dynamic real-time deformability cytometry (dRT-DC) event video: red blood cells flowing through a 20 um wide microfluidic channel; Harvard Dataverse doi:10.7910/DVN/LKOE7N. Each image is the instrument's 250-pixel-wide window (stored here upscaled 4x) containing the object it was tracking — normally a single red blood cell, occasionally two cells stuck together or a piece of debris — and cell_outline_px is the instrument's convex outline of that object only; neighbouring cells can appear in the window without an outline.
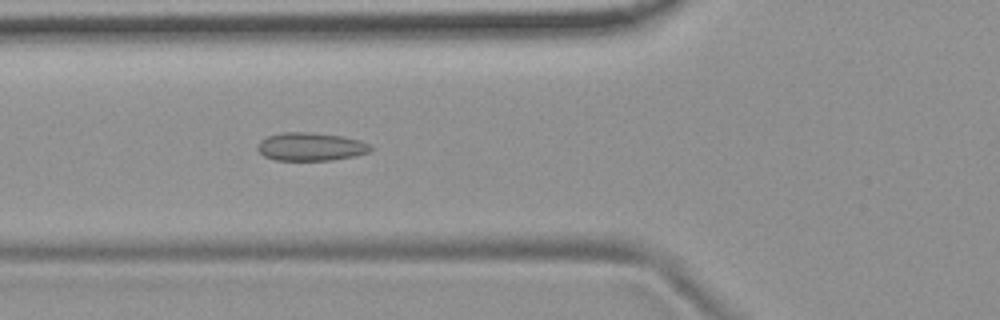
{"species": "common noctule bat (a hibernating species)", "species_latin": "Nyctalus noctula", "temperature_condition": "room temperature", "stored_images_in_passage": 55, "camera_frame_rate_fps": 3000, "um_per_image_px": 0.085, "animal": {"sex": "female", "body_mass_g": 19.9}, "frame": {"image": 1, "passage_image": 20, "time_ms": 6.333, "image_size_px": [1000, 320], "cell_outline_px": [[372, 148], [368, 152], [356, 156], [332, 160], [276, 160], [264, 156], [256, 148], [260, 140], [268, 136], [284, 132], [308, 132], [340, 136], [360, 140], [368, 144]], "centroid_in_image_um": [26.39, 12.47], "position_along_channel_um": 99.4, "area_um2": 18.44}}
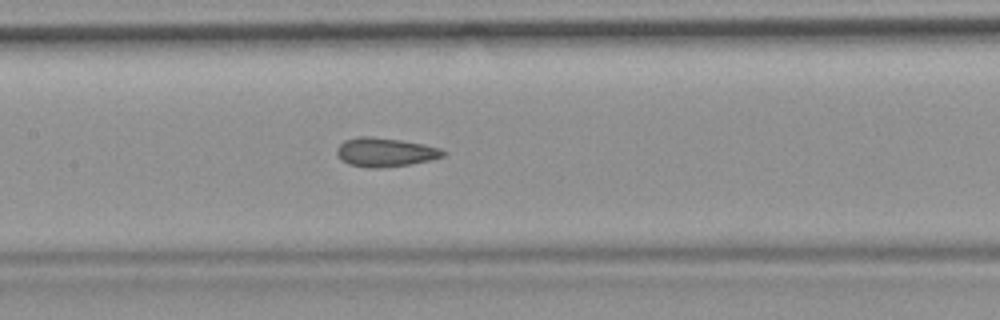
{"frame": {"image": 2, "passage_image": 26, "time_ms": 8.333, "image_size_px": [1000, 320], "cell_outline_px": [[448, 152], [444, 156], [432, 160], [408, 164], [380, 168], [368, 168], [348, 164], [340, 160], [336, 152], [336, 148], [344, 140], [360, 136], [372, 136], [400, 140], [424, 144], [440, 148]], "centroid_in_image_um": [32.73, 12.94], "position_along_channel_um": 174.7, "area_um2": 18.09}}
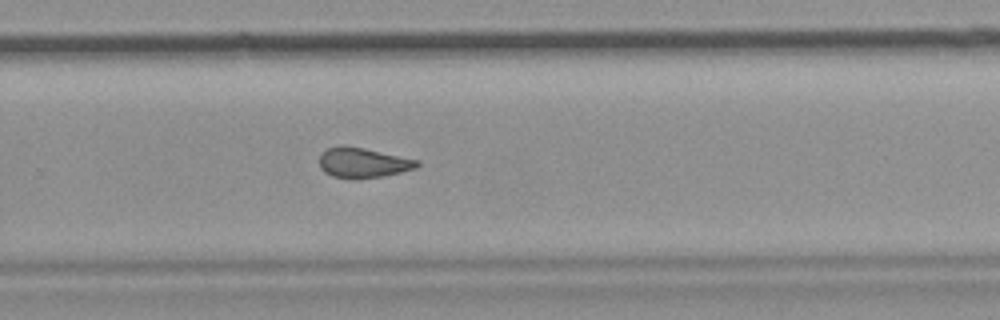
{"frame": {"image": 3, "passage_image": 36, "time_ms": 11.667, "image_size_px": [1000, 320], "cell_outline_px": [[420, 164], [416, 168], [384, 176], [356, 180], [332, 176], [324, 172], [320, 168], [320, 152], [328, 148], [340, 144], [364, 148], [420, 160]], "centroid_in_image_um": [30.83, 13.83], "position_along_channel_um": 299.0, "area_um2": 17.46}, "authors_computed_cell_mechanics": {"area_um2": 18.0336, "velocity_mm_per_s": 3.7489, "shape_relaxation_time_tau1_ms": null, "shape_relaxation_time_tau2_ms": 1.6888, "deformation_change_tau1": null, "deformation_change_tau2": 0.0857}}